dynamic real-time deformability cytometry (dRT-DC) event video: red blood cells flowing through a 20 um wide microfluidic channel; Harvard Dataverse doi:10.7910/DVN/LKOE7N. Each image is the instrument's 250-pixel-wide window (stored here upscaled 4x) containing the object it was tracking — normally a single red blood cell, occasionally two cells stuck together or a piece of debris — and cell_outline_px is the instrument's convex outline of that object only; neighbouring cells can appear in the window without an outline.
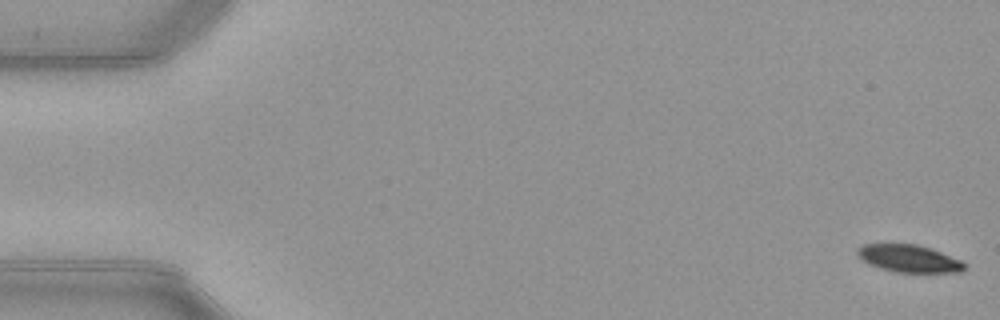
{"species": "common noctule bat (a hibernating species)", "species_latin": "Nyctalus noctula", "temperature_condition": "warm", "stored_images_in_passage": 53, "segment_of_instrument_passage": [1, 2], "camera_frame_rate_fps": 3000, "um_per_image_px": 0.085, "animal": {"sex": "female", "body_mass_g": 21.9}, "frame": {"image": 1, "passage_image": 1, "time_ms": 0.0, "image_size_px": [1000, 320], "cell_outline_px": [[964, 268], [960, 272], [892, 272], [868, 264], [856, 256], [856, 248], [860, 244], [916, 244], [932, 248], [964, 260]], "centroid_in_image_um": [77.23, 21.96], "position_along_channel_um": 7.8, "area_um2": 17.46}}
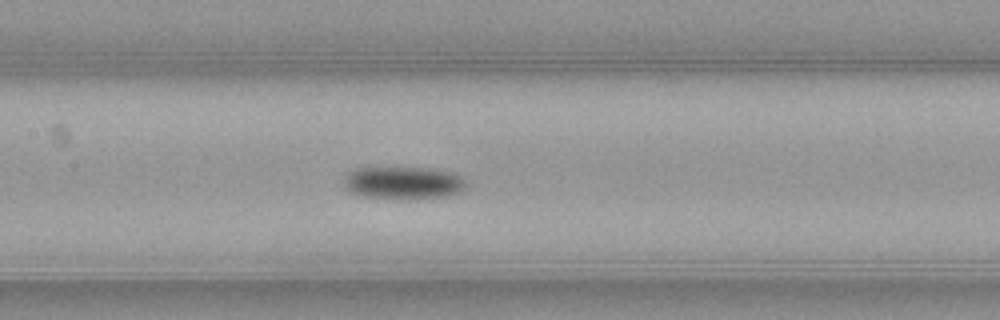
{"frame": {"image": 2, "passage_image": 25, "time_ms": 8.0, "image_size_px": [1000, 320], "cell_outline_px": [[468, 184], [460, 192], [444, 196], [416, 200], [396, 200], [360, 196], [348, 192], [344, 188], [344, 176], [348, 172], [356, 168], [396, 164], [432, 168], [456, 172]], "centroid_in_image_um": [34.23, 15.5], "position_along_channel_um": 173.2, "area_um2": 25.14}}
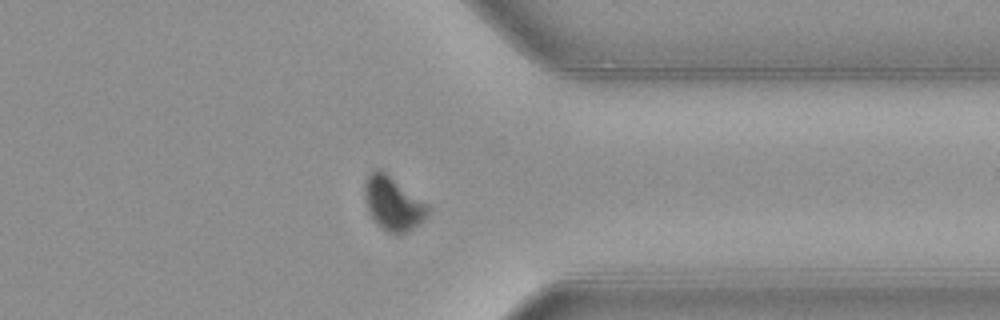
{"frame": {"image": 3, "passage_image": 41, "time_ms": 13.333, "image_size_px": [1000, 320], "cell_outline_px": [[432, 208], [420, 224], [408, 232], [396, 236], [388, 232], [376, 224], [368, 212], [364, 200], [364, 180], [368, 172], [372, 168], [380, 168], [428, 204]], "centroid_in_image_um": [33.38, 17.29], "position_along_channel_um": 378.0, "area_um2": 20.46}}